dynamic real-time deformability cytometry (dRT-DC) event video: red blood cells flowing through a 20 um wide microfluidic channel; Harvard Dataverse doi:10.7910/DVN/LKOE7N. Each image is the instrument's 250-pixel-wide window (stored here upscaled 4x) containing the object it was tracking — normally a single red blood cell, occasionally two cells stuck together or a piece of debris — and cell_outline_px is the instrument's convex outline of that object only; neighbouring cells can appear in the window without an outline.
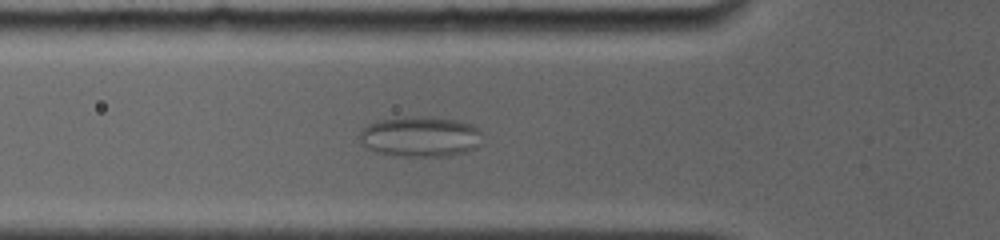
{"species": "common noctule bat (a hibernating species)", "species_latin": "Nyctalus noctula", "temperature_condition": "room temperature", "stored_images_in_passage": 6, "camera_frame_rate_fps": 4000, "um_per_image_px": 0.085, "animal": {"sex": "female", "body_mass_g": 19.0, "forearm_length_mm": 56.7}, "frame": {"image": 1, "passage_image": 6, "time_ms": 5.5, "image_size_px": [1000, 240], "cell_outline_px": [[480, 132], [472, 148], [464, 152], [448, 156], [404, 156], [380, 152], [368, 148], [356, 136], [368, 124], [376, 120], [416, 116], [432, 116], [456, 120], [472, 124], [480, 128]], "centroid_in_image_um": [35.67, 11.58], "position_along_channel_um": 90.1, "area_um2": 28.5}}